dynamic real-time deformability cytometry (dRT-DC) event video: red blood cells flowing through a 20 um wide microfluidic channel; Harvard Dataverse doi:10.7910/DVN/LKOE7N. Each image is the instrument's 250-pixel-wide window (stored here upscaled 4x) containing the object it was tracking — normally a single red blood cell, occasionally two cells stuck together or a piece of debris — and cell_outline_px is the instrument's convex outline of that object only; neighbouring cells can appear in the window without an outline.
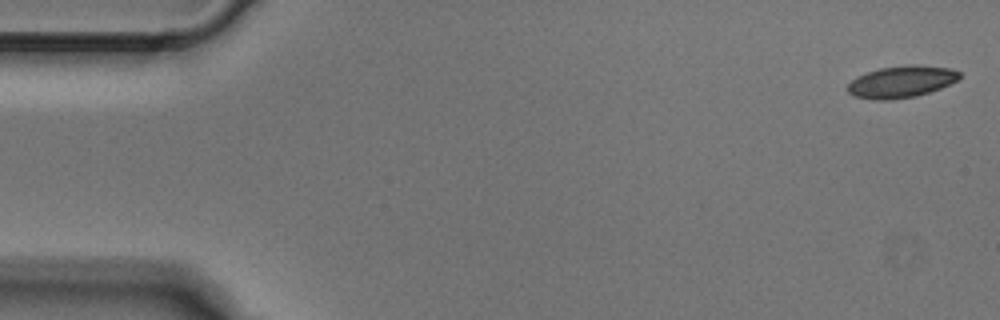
{"species": "Egyptian fruit bat (a non-hibernating species)", "species_latin": "Rousettus aegyptiacus", "temperature_condition": "cold", "stored_images_in_passage": 3, "camera_frame_rate_fps": 3000, "um_per_image_px": 0.085, "animal": {"sex": "male"}, "frame": {"image": 1, "passage_image": 1, "time_ms": 0.0, "image_size_px": [1000, 320], "cell_outline_px": [[960, 76], [956, 80], [940, 88], [916, 96], [892, 100], [872, 100], [852, 96], [848, 92], [848, 84], [856, 76], [880, 68], [908, 64], [916, 64], [952, 68], [960, 72]], "centroid_in_image_um": [76.59, 6.95], "position_along_channel_um": 8.4, "area_um2": 20.87}}